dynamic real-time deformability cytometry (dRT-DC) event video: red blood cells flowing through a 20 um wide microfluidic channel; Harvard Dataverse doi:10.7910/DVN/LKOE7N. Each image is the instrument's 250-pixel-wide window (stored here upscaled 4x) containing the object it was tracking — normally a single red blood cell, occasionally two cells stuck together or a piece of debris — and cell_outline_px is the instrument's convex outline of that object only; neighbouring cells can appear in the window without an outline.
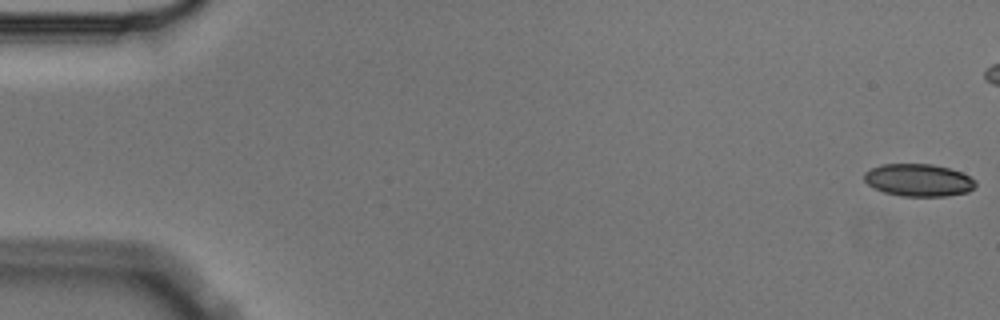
{"species": "Egyptian fruit bat (a non-hibernating species)", "species_latin": "Rousettus aegyptiacus", "temperature_condition": "cold", "stored_images_in_passage": 7, "camera_frame_rate_fps": 3000, "um_per_image_px": 0.085, "animal": {"sex": "male"}, "frame": {"image": 1, "passage_image": 1, "time_ms": 0.0, "image_size_px": [1000, 320], "cell_outline_px": [[976, 184], [968, 192], [948, 196], [900, 196], [884, 192], [868, 184], [864, 180], [864, 172], [872, 168], [884, 164], [932, 164], [948, 168], [960, 172], [976, 180]], "centroid_in_image_um": [78.08, 15.31], "position_along_channel_um": 6.9, "area_um2": 20.92}}
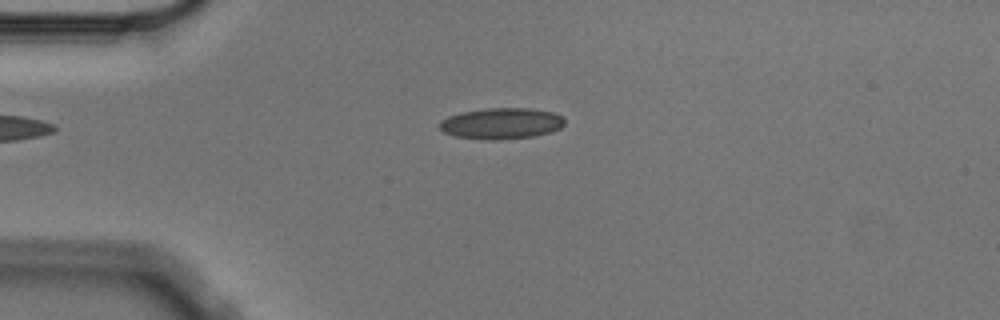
{"frame": {"image": 2, "passage_image": 7, "time_ms": 2.0, "image_size_px": [1000, 320], "cell_outline_px": [[564, 124], [560, 128], [552, 132], [532, 136], [500, 140], [492, 140], [456, 136], [444, 132], [440, 128], [440, 120], [448, 116], [464, 112], [488, 108], [532, 108], [552, 112], [564, 116]], "centroid_in_image_um": [42.66, 10.49], "position_along_channel_um": 42.3, "area_um2": 22.6}}